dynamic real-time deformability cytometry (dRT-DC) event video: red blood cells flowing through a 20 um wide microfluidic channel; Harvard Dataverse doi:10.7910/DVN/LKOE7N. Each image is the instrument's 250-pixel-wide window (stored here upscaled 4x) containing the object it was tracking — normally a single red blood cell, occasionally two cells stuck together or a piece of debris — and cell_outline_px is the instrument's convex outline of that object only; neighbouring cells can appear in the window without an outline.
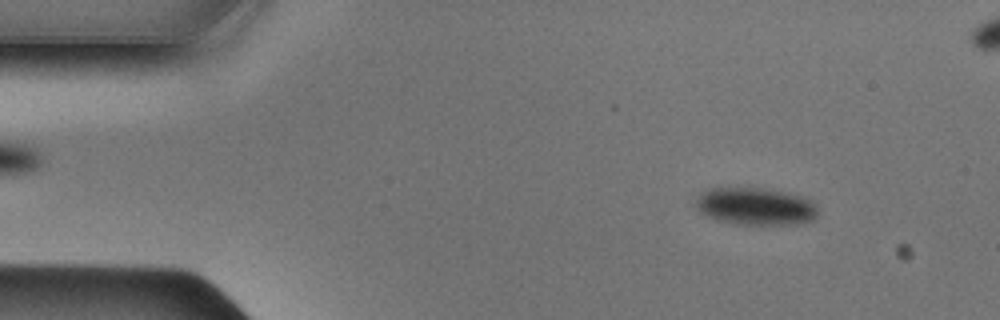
{"species": "Egyptian fruit bat (a non-hibernating species)", "species_latin": "Rousettus aegyptiacus", "temperature_condition": "cold", "stored_images_in_passage": 49, "segment_of_instrument_passage": [1, 2], "camera_frame_rate_fps": 3000, "um_per_image_px": 0.085, "animal": {"sex": "male"}, "frame": {"image": 1, "passage_image": 5, "time_ms": 1.333, "image_size_px": [1000, 320], "cell_outline_px": [[816, 216], [812, 220], [804, 224], [736, 224], [716, 220], [700, 212], [692, 204], [700, 192], [708, 188], [764, 188], [800, 196], [808, 200], [816, 208]], "centroid_in_image_um": [64.13, 17.54], "position_along_channel_um": 20.9, "area_um2": 26.59}}
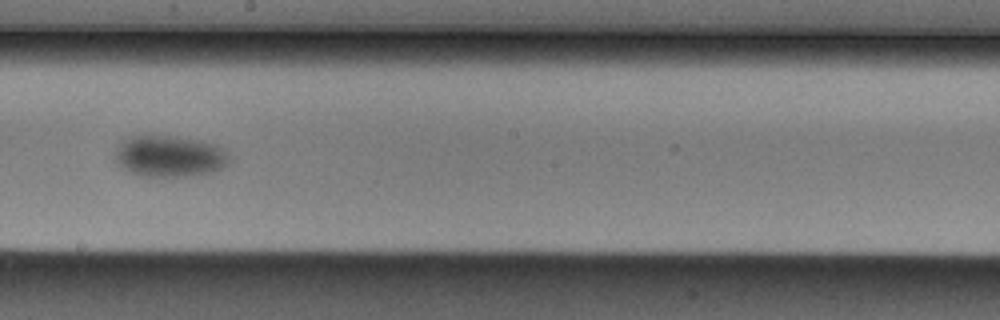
{"frame": {"image": 2, "passage_image": 26, "time_ms": 8.333, "image_size_px": [1000, 320], "cell_outline_px": [[232, 160], [228, 164], [212, 172], [188, 176], [140, 176], [116, 164], [116, 148], [128, 136], [176, 136], [200, 140], [216, 144], [224, 148], [228, 152]], "centroid_in_image_um": [14.46, 13.27], "position_along_channel_um": 233.7, "area_um2": 27.69}}
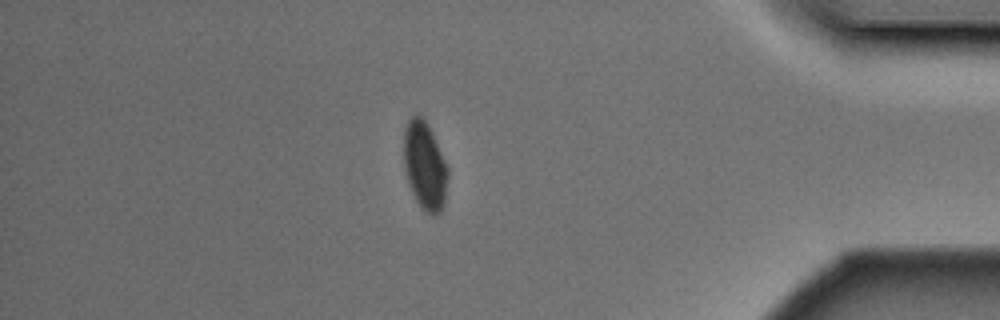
{"frame": {"image": 3, "passage_image": 41, "time_ms": 13.333, "image_size_px": [1000, 320], "cell_outline_px": [[448, 176], [444, 204], [440, 212], [436, 216], [432, 216], [424, 212], [416, 200], [408, 184], [404, 172], [404, 132], [408, 120], [412, 116], [420, 116], [428, 124], [432, 132], [448, 168]], "centroid_in_image_um": [36.1, 14.14], "position_along_channel_um": 399.1, "area_um2": 22.72}}